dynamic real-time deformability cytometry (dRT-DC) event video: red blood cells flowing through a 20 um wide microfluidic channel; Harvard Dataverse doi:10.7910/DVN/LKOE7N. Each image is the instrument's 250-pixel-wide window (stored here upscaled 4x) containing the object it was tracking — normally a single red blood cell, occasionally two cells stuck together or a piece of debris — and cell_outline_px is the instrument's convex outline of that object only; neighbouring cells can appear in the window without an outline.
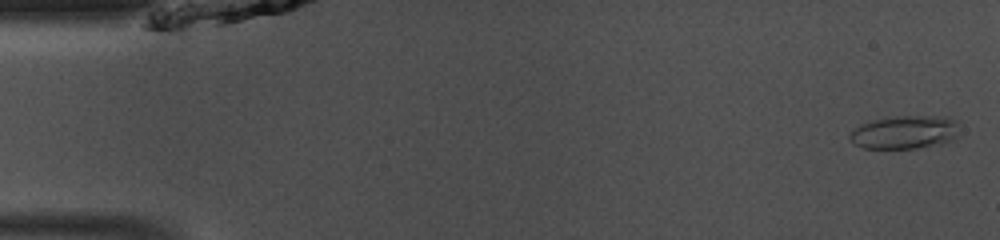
{"species": "common noctule bat (a hibernating species)", "species_latin": "Nyctalus noctula", "temperature_condition": "room temperature", "stored_images_in_passage": 47, "camera_frame_rate_fps": 3000, "um_per_image_px": 0.085, "animal": {"sex": "male", "body_mass_g": 13.0, "forearm_length_mm": 53.1}, "frame": {"image": 1, "passage_image": 1, "time_ms": 0.0, "image_size_px": [1000, 240], "cell_outline_px": [[960, 124], [956, 136], [952, 140], [940, 144], [916, 148], [864, 148], [856, 144], [848, 136], [860, 124], [872, 120], [888, 116], [948, 116], [956, 120]], "centroid_in_image_um": [76.95, 11.22], "position_along_channel_um": 8.0, "area_um2": 21.39}}
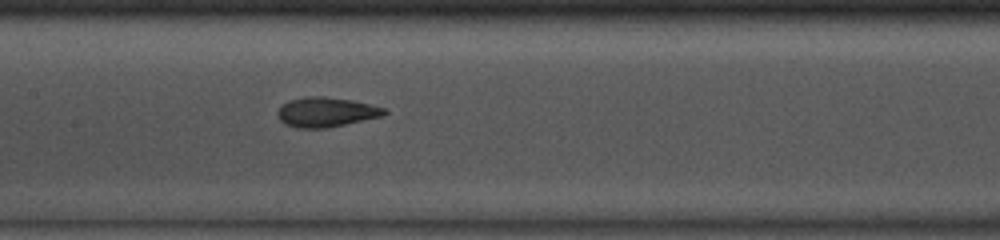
{"frame": {"image": 2, "passage_image": 22, "time_ms": 7.0, "image_size_px": [1000, 240], "cell_outline_px": [[388, 112], [384, 116], [324, 128], [296, 128], [284, 124], [280, 120], [276, 112], [288, 100], [304, 96], [324, 96], [352, 100], [384, 108]], "centroid_in_image_um": [27.69, 9.52], "position_along_channel_um": 179.7, "area_um2": 18.44}}
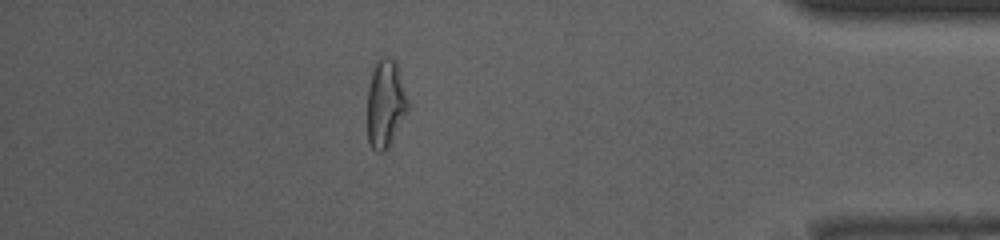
{"frame": {"image": 3, "passage_image": 41, "time_ms": 13.333, "image_size_px": [1000, 240], "cell_outline_px": [[408, 108], [388, 148], [384, 152], [376, 152], [372, 148], [368, 140], [368, 88], [372, 72], [380, 56], [396, 60], [408, 100]], "centroid_in_image_um": [32.76, 8.81], "position_along_channel_um": 402.4, "area_um2": 20.46}, "authors_computed_cell_mechanics": {"area_um2": 18.9584, "velocity_mm_per_s": 4.1551, "shape_relaxation_time_tau1_ms": 3.6712, "shape_relaxation_time_tau2_ms": 1.5099, "deformation_change_tau1": 0.1528, "deformation_change_tau2": 0.0875}}